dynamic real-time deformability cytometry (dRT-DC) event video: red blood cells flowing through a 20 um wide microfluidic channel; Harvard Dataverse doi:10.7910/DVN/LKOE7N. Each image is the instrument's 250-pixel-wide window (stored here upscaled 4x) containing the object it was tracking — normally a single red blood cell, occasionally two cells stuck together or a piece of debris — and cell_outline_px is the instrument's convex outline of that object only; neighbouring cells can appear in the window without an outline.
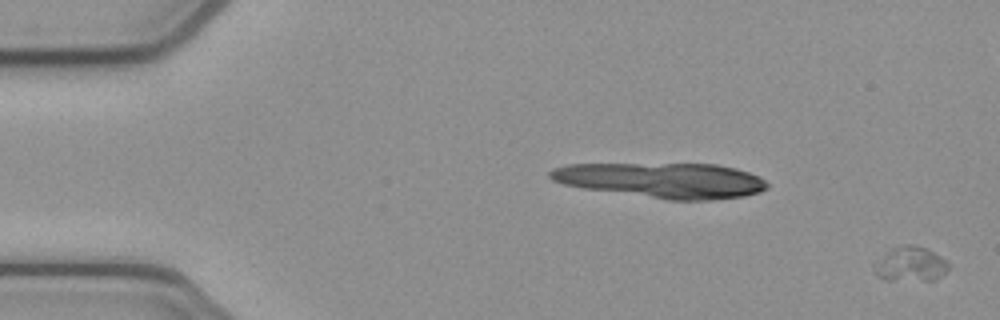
{"species": "common noctule bat (a hibernating species)", "species_latin": "Nyctalus noctula", "temperature_condition": "cold", "stored_images_in_passage": 54, "camera_frame_rate_fps": 3000, "um_per_image_px": 0.085, "animal": {"sex": "female", "body_mass_g": 21.9}, "frame": {"image": 1, "passage_image": 1, "time_ms": 0.0, "image_size_px": [1000, 320], "cell_outline_px": [[948, 272], [936, 280], [884, 280], [876, 276], [872, 264], [892, 248], [904, 244], [912, 244], [928, 248], [940, 256], [948, 264]], "centroid_in_image_um": [77.38, 22.46], "position_along_channel_um": 7.6, "area_um2": 15.26}}
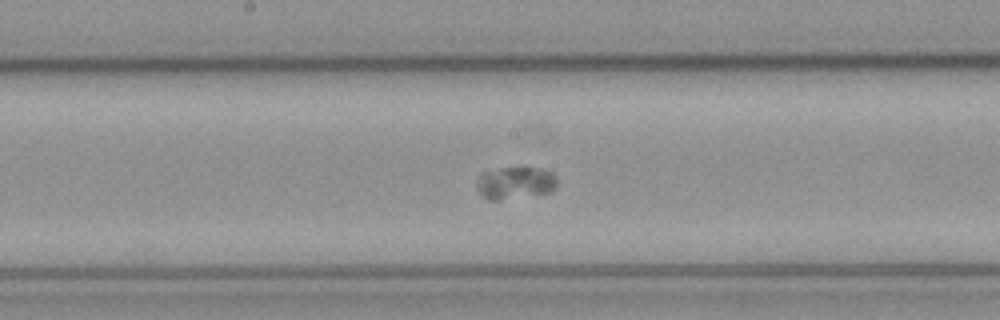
{"frame": {"image": 2, "passage_image": 28, "time_ms": 9.0, "image_size_px": [1000, 320], "cell_outline_px": [[556, 188], [552, 192], [500, 200], [488, 200], [476, 188], [476, 180], [480, 172], [500, 168], [524, 164], [552, 172], [556, 176]], "centroid_in_image_um": [43.79, 15.5], "position_along_channel_um": 204.4, "area_um2": 15.84}}
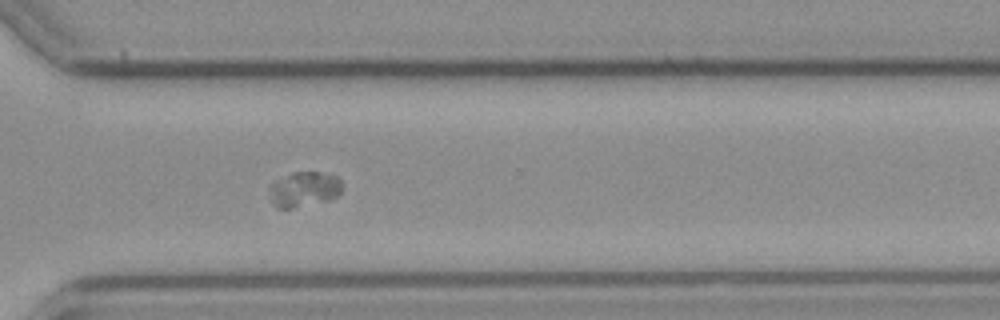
{"frame": {"image": 3, "passage_image": 39, "time_ms": 12.667, "image_size_px": [1000, 320], "cell_outline_px": [[340, 192], [332, 200], [292, 208], [276, 208], [268, 200], [268, 188], [276, 180], [292, 172], [320, 172], [336, 176], [340, 180]], "centroid_in_image_um": [25.78, 16.11], "position_along_channel_um": 344.8, "area_um2": 15.09}}